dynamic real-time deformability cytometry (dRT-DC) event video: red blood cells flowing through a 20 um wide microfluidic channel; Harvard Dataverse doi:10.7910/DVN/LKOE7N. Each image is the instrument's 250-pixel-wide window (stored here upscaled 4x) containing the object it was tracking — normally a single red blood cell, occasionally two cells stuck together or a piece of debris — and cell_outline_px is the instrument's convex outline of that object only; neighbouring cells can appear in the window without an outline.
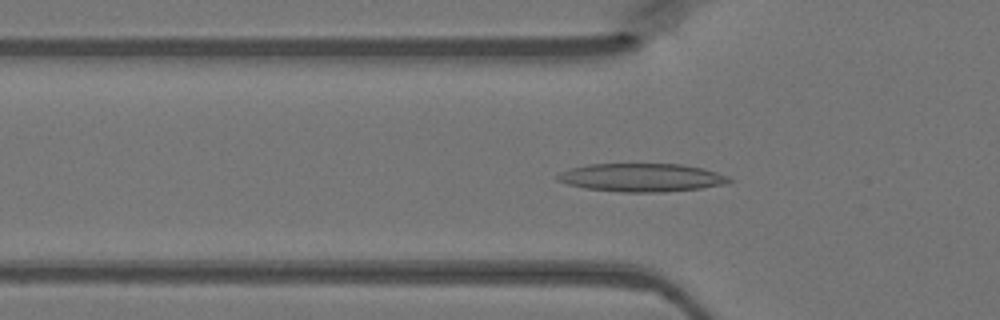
{"species": "Egyptian fruit bat (a non-hibernating species)", "species_latin": "Rousettus aegyptiacus", "temperature_condition": "warm", "stored_images_in_passage": 48, "segment_of_instrument_passage": [1, 2], "camera_frame_rate_fps": 3000, "um_per_image_px": 0.085, "animal": {"sex": "female"}, "frame": {"image": 1, "passage_image": 15, "time_ms": 4.667, "image_size_px": [1000, 320], "cell_outline_px": [[732, 180], [724, 184], [700, 188], [664, 192], [624, 192], [584, 188], [568, 184], [556, 180], [556, 176], [560, 172], [572, 168], [588, 164], [680, 164], [704, 168], [728, 176]], "centroid_in_image_um": [54.52, 15.09], "position_along_channel_um": 71.3, "area_um2": 28.15}}
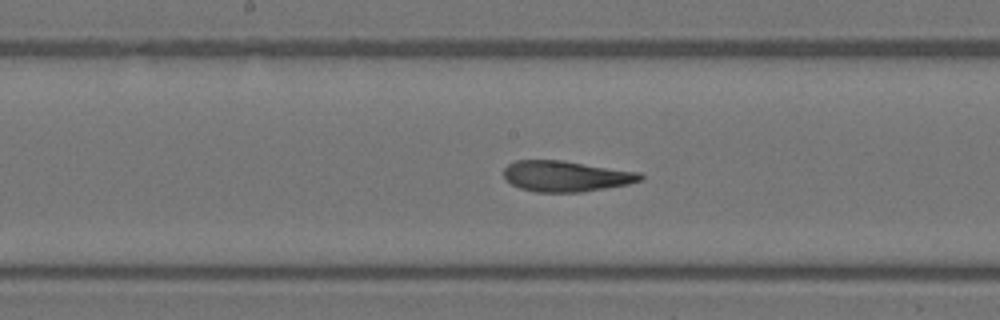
{"frame": {"image": 2, "passage_image": 24, "time_ms": 7.667, "image_size_px": [1000, 320], "cell_outline_px": [[644, 180], [628, 184], [580, 192], [536, 192], [520, 188], [504, 180], [504, 168], [508, 164], [516, 160], [564, 160], [640, 172], [644, 176]], "centroid_in_image_um": [48.11, 14.97], "position_along_channel_um": 200.1, "area_um2": 24.68}}
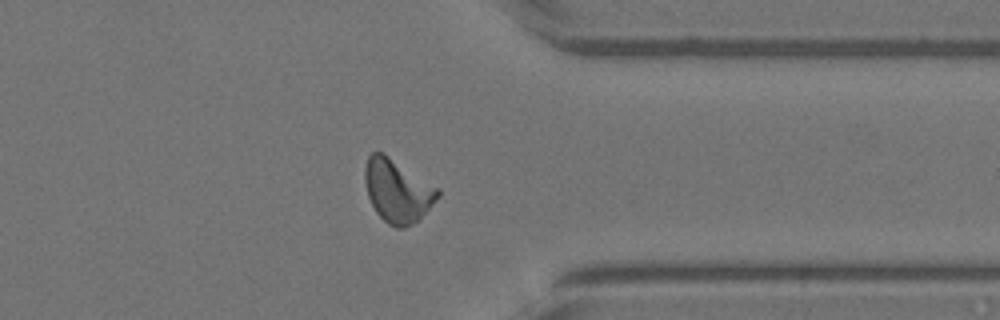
{"frame": {"image": 3, "passage_image": 37, "time_ms": 12.0, "image_size_px": [1000, 320], "cell_outline_px": [[440, 196], [412, 224], [404, 228], [396, 228], [388, 224], [376, 212], [368, 196], [364, 180], [364, 168], [368, 156], [372, 152], [384, 152], [440, 188]], "centroid_in_image_um": [33.77, 16.18], "position_along_channel_um": 377.6, "area_um2": 26.82}}